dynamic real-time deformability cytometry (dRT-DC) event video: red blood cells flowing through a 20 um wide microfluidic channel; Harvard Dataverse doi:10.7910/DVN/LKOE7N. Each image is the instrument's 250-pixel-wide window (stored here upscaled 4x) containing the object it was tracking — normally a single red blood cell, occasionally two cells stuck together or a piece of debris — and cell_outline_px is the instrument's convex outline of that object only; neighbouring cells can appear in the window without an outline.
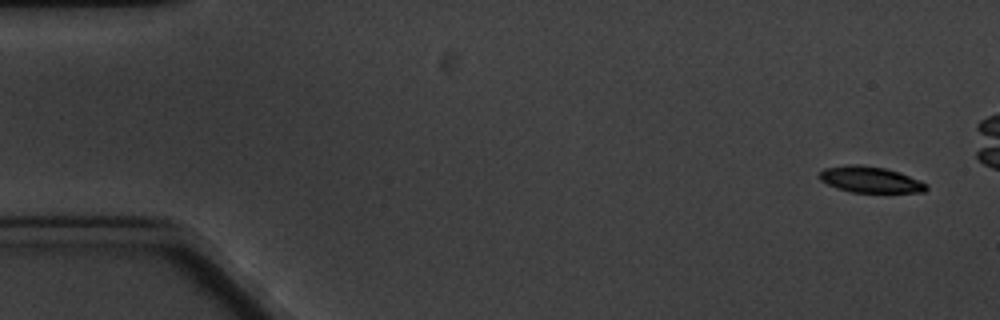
{"species": "common noctule bat (a hibernating species)", "species_latin": "Nyctalus noctula", "temperature_condition": "cold", "stored_images_in_passage": 11, "camera_frame_rate_fps": 3000, "um_per_image_px": 0.085, "animal": {"sex": "male", "body_mass_g": 20.1, "forearm_length_mm": 53.5}, "frame": {"image": 1, "passage_image": 1, "time_ms": 0.0, "image_size_px": [1000, 320], "cell_outline_px": [[928, 188], [924, 192], [852, 192], [836, 188], [820, 180], [820, 172], [824, 168], [848, 164], [856, 164], [884, 168], [900, 172], [928, 184]], "centroid_in_image_um": [73.97, 15.26], "position_along_channel_um": 11.0, "area_um2": 16.18}}
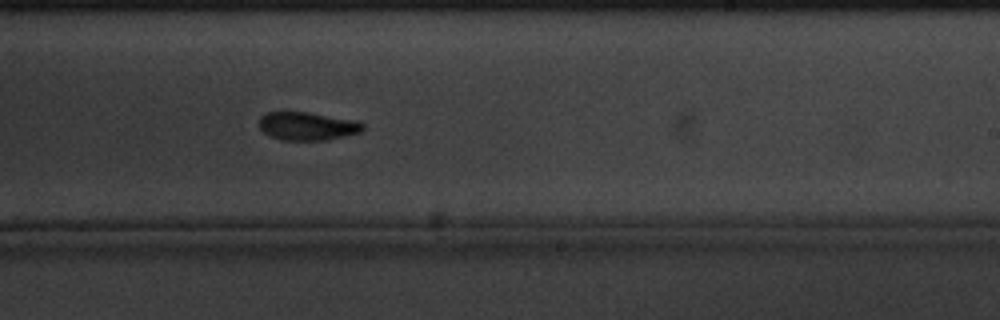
{"frame": {"image": 2, "passage_image": 10, "time_ms": 11.333, "image_size_px": [1000, 320], "cell_outline_px": [[364, 128], [360, 132], [328, 140], [284, 140], [272, 136], [264, 132], [260, 128], [260, 116], [268, 112], [308, 112], [356, 120], [364, 124]], "centroid_in_image_um": [26.15, 10.71], "position_along_channel_um": 262.9, "area_um2": 16.94}}